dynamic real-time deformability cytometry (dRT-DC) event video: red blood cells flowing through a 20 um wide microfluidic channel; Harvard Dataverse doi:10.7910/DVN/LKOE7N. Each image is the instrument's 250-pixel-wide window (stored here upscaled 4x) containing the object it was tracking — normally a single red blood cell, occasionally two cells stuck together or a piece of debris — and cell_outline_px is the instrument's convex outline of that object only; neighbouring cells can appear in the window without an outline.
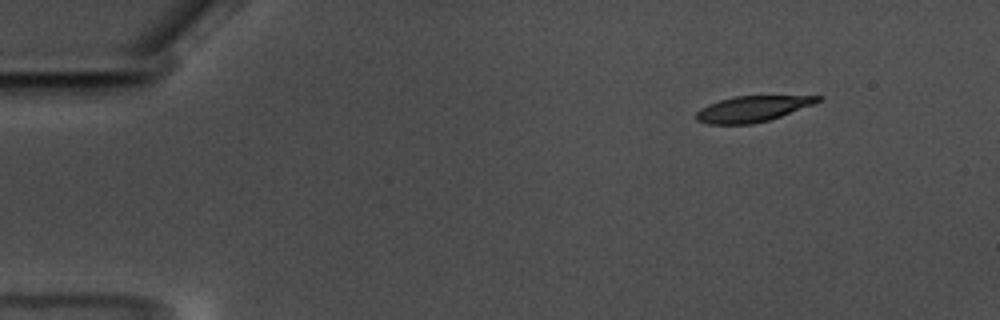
{"species": "common noctule bat (a hibernating species)", "species_latin": "Nyctalus noctula", "temperature_condition": "warm", "stored_images_in_passage": 53, "camera_frame_rate_fps": 3000, "um_per_image_px": 0.085, "animal": {"sex": "male", "body_mass_g": 17.5, "forearm_length_mm": 52.3}, "frame": {"image": 1, "passage_image": 2, "time_ms": 0.333, "image_size_px": [1000, 320], "cell_outline_px": [[824, 96], [820, 100], [812, 104], [780, 116], [768, 120], [752, 124], [708, 124], [696, 120], [696, 112], [700, 108], [708, 104], [720, 100], [736, 96]], "centroid_in_image_um": [63.89, 9.26], "position_along_channel_um": 21.1, "area_um2": 17.98}}
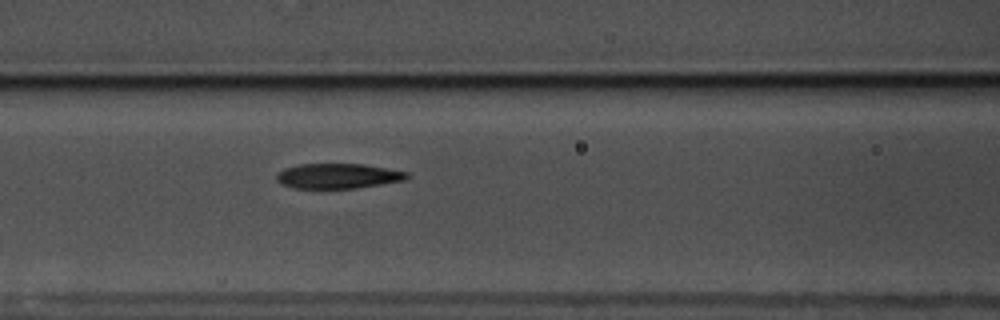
{"frame": {"image": 2, "passage_image": 20, "time_ms": 6.333, "image_size_px": [1000, 320], "cell_outline_px": [[412, 176], [408, 180], [356, 188], [292, 188], [276, 180], [276, 172], [284, 168], [300, 164], [364, 164], [408, 172]], "centroid_in_image_um": [28.77, 14.96], "position_along_channel_um": 137.8, "area_um2": 19.19}}
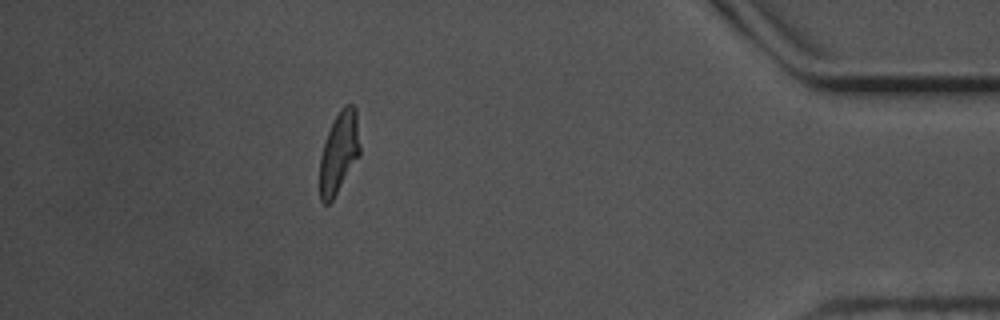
{"frame": {"image": 3, "passage_image": 47, "time_ms": 15.333, "image_size_px": [1000, 320], "cell_outline_px": [[360, 156], [332, 200], [328, 204], [324, 204], [320, 200], [320, 156], [328, 132], [340, 108], [344, 104], [352, 104], [356, 108], [360, 144]], "centroid_in_image_um": [28.83, 12.95], "position_along_channel_um": 406.4, "area_um2": 19.07}, "authors_computed_cell_mechanics": {"area_um2": 19.7098, "velocity_mm_per_s": 3.5084, "shape_relaxation_time_tau1_ms": 4.4373, "shape_relaxation_time_tau2_ms": 1.7505, "deformation_change_tau1": 0.1834, "deformation_change_tau2": 0.0895}}